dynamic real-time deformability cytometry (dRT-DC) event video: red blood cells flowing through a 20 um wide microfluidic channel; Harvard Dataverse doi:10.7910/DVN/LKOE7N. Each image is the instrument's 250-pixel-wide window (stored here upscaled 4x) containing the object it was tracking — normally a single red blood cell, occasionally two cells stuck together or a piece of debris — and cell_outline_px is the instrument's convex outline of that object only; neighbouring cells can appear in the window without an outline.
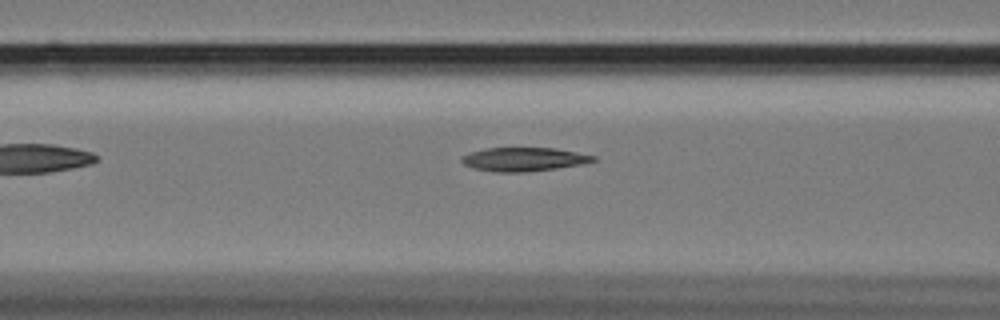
{"species": "Egyptian fruit bat (a non-hibernating species)", "species_latin": "Rousettus aegyptiacus", "temperature_condition": "cold", "stored_images_in_passage": 42, "camera_frame_rate_fps": 3000, "um_per_image_px": 0.085, "animal": {"sex": "female"}, "frame": {"image": 1, "passage_image": 8, "time_ms": 2.333, "image_size_px": [1000, 320], "cell_outline_px": [[596, 160], [580, 164], [556, 168], [524, 172], [492, 172], [472, 168], [464, 164], [460, 160], [460, 156], [472, 152], [488, 148], [556, 148], [596, 156]], "centroid_in_image_um": [44.48, 13.54], "position_along_channel_um": 122.1, "area_um2": 18.09}}
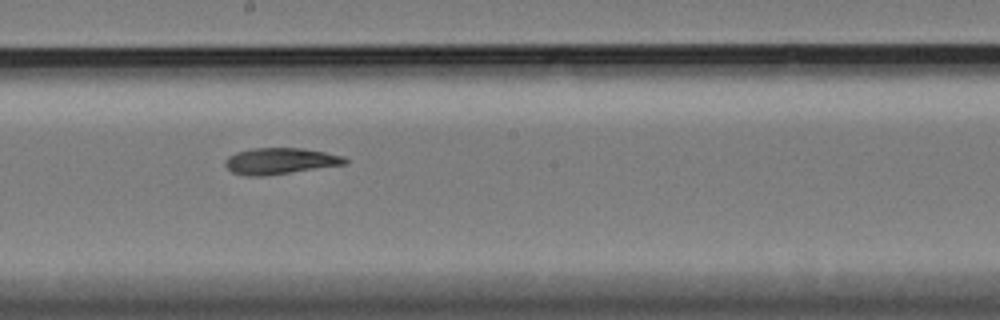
{"frame": {"image": 2, "passage_image": 17, "time_ms": 5.333, "image_size_px": [1000, 320], "cell_outline_px": [[348, 160], [344, 164], [260, 176], [248, 176], [232, 172], [224, 164], [224, 160], [228, 156], [236, 152], [252, 148], [304, 148], [344, 156]], "centroid_in_image_um": [23.76, 13.67], "position_along_channel_um": 224.4, "area_um2": 18.03}}
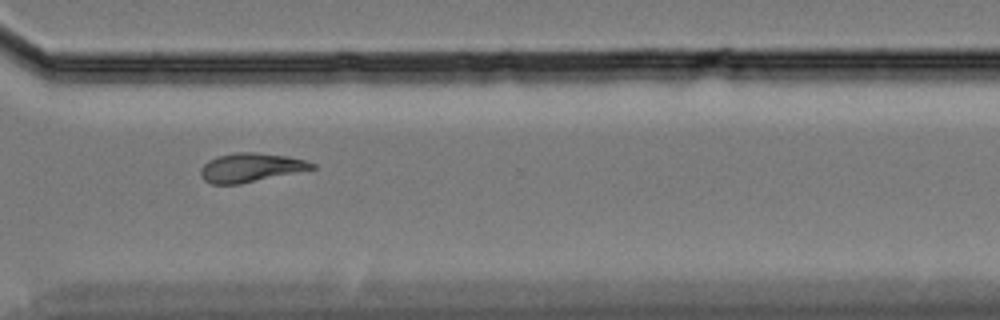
{"frame": {"image": 3, "passage_image": 28, "time_ms": 9.0, "image_size_px": [1000, 320], "cell_outline_px": [[316, 168], [240, 184], [212, 184], [204, 180], [200, 176], [200, 168], [208, 160], [216, 156], [236, 152], [256, 152], [288, 156], [304, 160], [316, 164]], "centroid_in_image_um": [21.27, 14.23], "position_along_channel_um": 349.3, "area_um2": 18.79}}